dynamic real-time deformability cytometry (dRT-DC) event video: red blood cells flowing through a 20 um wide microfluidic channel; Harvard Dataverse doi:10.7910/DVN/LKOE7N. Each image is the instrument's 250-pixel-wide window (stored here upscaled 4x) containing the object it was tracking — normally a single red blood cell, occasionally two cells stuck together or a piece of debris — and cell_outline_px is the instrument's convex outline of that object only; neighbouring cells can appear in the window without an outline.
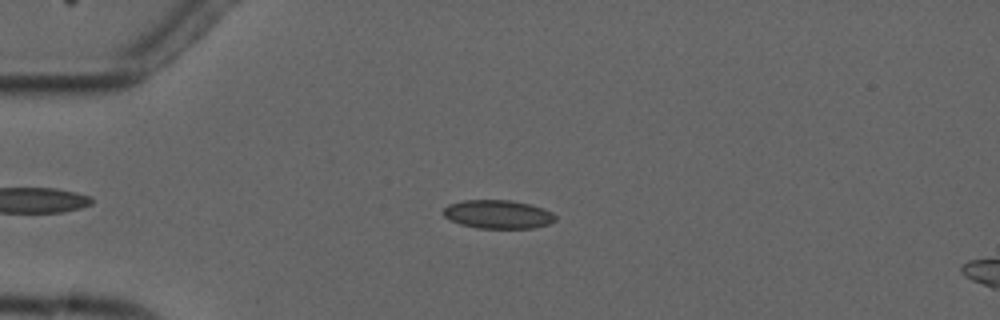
{"species": "common noctule bat (a hibernating species)", "species_latin": "Nyctalus noctula", "temperature_condition": "cold", "stored_images_in_passage": 6, "camera_frame_rate_fps": 3000, "um_per_image_px": 0.085, "animal": {"sex": "male", "forearm_length_mm": 52.5}, "frame": {"image": 1, "passage_image": 4, "time_ms": 3.667, "image_size_px": [1000, 320], "cell_outline_px": [[556, 220], [548, 224], [532, 228], [480, 228], [460, 224], [444, 216], [440, 212], [448, 204], [464, 200], [512, 200], [532, 204], [544, 208], [552, 212], [556, 216]], "centroid_in_image_um": [42.34, 18.2], "position_along_channel_um": 42.7, "area_um2": 18.79}}